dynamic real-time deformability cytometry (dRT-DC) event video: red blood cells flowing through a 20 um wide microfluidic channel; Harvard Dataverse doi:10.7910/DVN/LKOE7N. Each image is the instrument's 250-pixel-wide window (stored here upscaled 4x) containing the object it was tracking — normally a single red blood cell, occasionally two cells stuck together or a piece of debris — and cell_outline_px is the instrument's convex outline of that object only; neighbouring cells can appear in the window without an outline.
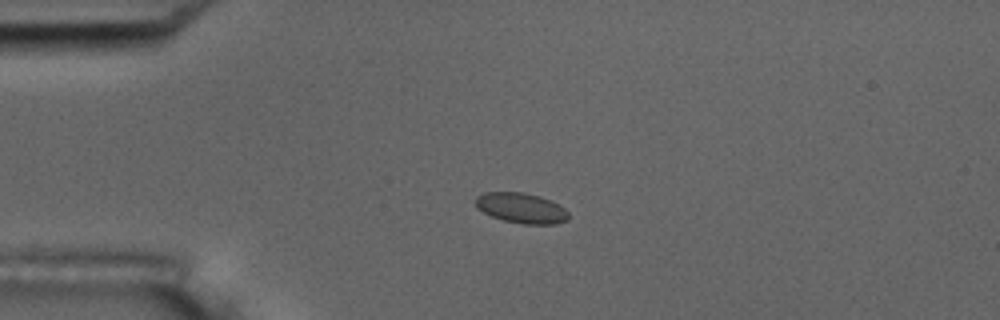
{"species": "common noctule bat (a hibernating species)", "species_latin": "Nyctalus noctula", "temperature_condition": "room temperature", "stored_images_in_passage": 43, "camera_frame_rate_fps": 3000, "um_per_image_px": 0.085, "animal": {"sex": "male", "body_mass_g": 17.5, "forearm_length_mm": 52.3}, "frame": {"image": 1, "passage_image": 1, "time_ms": 0.0, "image_size_px": [1000, 320], "cell_outline_px": [[568, 220], [556, 224], [524, 224], [504, 220], [492, 216], [476, 208], [476, 196], [484, 192], [524, 192], [540, 196], [564, 208], [568, 212]], "centroid_in_image_um": [44.3, 17.68], "position_along_channel_um": 40.7, "area_um2": 16.3}}
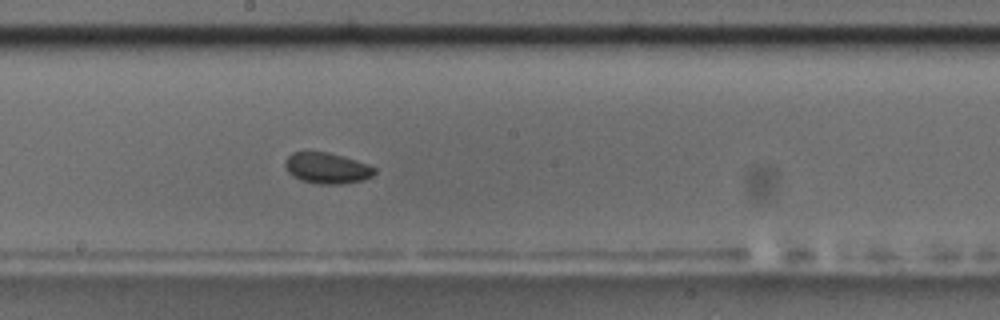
{"frame": {"image": 2, "passage_image": 18, "time_ms": 5.667, "image_size_px": [1000, 320], "cell_outline_px": [[376, 172], [372, 176], [364, 180], [340, 184], [320, 184], [300, 180], [288, 172], [284, 164], [284, 160], [292, 152], [308, 148], [328, 152], [344, 156], [368, 164], [376, 168]], "centroid_in_image_um": [27.75, 14.24], "position_along_channel_um": 220.4, "area_um2": 16.7}}
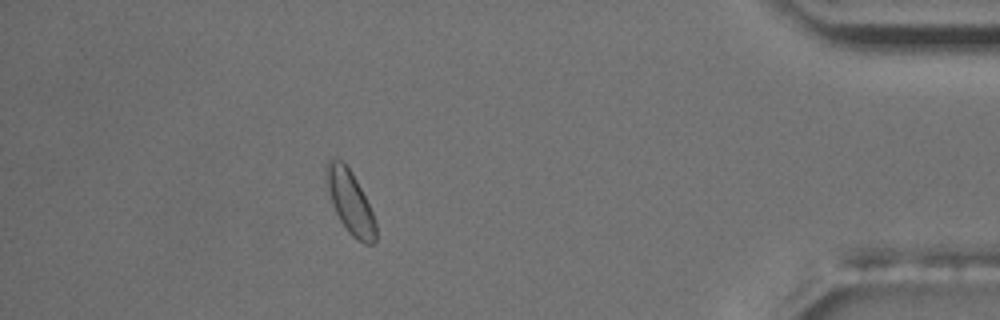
{"frame": {"image": 3, "passage_image": 37, "time_ms": 12.0, "image_size_px": [1000, 320], "cell_outline_px": [[376, 240], [372, 244], [364, 244], [356, 240], [348, 232], [340, 220], [332, 204], [324, 180], [324, 168], [328, 160], [332, 156], [340, 160], [352, 172], [372, 212], [376, 224]], "centroid_in_image_um": [29.72, 17.15], "position_along_channel_um": 405.5, "area_um2": 18.26}, "authors_computed_cell_mechanics": {"area_um2": 16.2996, "velocity_mm_per_s": 3.6566, "shape_relaxation_time_tau1_ms": null, "shape_relaxation_time_tau2_ms": 6.2949, "deformation_change_tau1": null, "deformation_change_tau2": 0.0942}}